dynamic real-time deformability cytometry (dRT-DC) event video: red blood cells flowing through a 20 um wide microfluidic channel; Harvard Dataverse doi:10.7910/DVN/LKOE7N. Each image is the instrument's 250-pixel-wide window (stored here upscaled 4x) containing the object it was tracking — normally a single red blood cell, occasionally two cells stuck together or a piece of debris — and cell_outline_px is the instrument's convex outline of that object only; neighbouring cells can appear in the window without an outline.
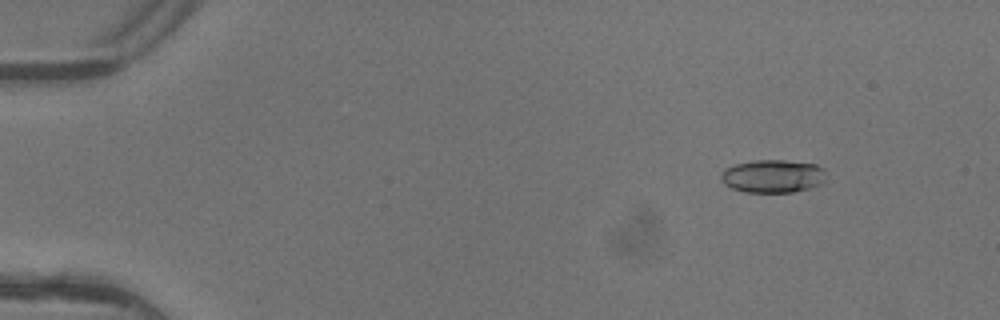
{"species": "common noctule bat (a hibernating species)", "species_latin": "Nyctalus noctula", "temperature_condition": "warm", "stored_images_in_passage": 3, "camera_frame_rate_fps": 3000, "um_per_image_px": 0.085, "animal": {"sex": "female"}, "frame": {"image": 1, "passage_image": 1, "time_ms": 0.0, "image_size_px": [1000, 320], "cell_outline_px": [[824, 180], [820, 184], [808, 188], [792, 192], [744, 192], [732, 188], [724, 184], [720, 180], [720, 176], [728, 168], [736, 164], [752, 160], [784, 160], [816, 164], [824, 168]], "centroid_in_image_um": [65.68, 14.97], "position_along_channel_um": 19.3, "area_um2": 20.11}}
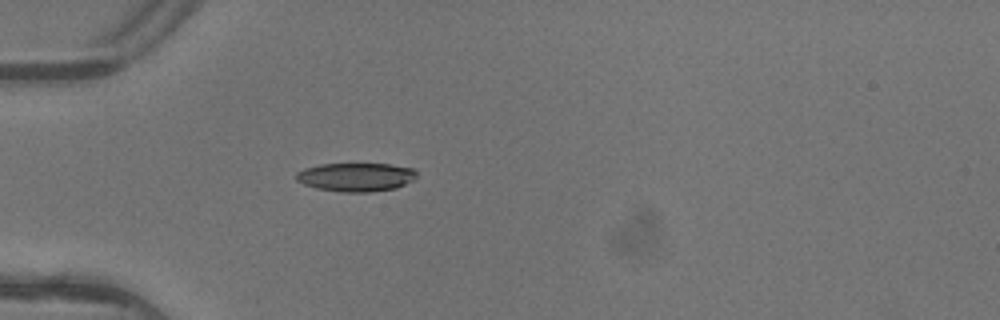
{"frame": {"image": 2, "passage_image": 3, "time_ms": 0.667, "image_size_px": [1000, 320], "cell_outline_px": [[416, 176], [412, 180], [396, 188], [372, 192], [340, 192], [316, 188], [304, 184], [296, 180], [296, 172], [304, 168], [320, 164], [388, 164], [412, 168], [416, 172]], "centroid_in_image_um": [30.22, 15.05], "position_along_channel_um": 54.8, "area_um2": 20.06}}